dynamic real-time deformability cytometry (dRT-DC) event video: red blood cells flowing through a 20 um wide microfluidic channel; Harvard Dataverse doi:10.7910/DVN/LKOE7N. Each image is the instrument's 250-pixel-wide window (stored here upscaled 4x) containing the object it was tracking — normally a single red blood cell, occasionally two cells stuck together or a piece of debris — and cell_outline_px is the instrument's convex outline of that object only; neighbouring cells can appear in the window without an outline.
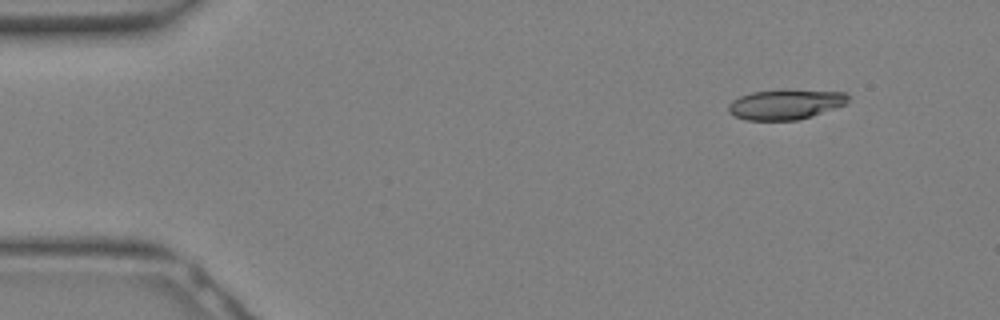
{"species": "Egyptian fruit bat (a non-hibernating species)", "species_latin": "Rousettus aegyptiacus", "temperature_condition": "warm", "stored_images_in_passage": 5, "camera_frame_rate_fps": 3000, "um_per_image_px": 0.085, "animal": {"sex": "female"}, "frame": {"image": 1, "passage_image": 1, "time_ms": 0.0, "image_size_px": [1000, 320], "cell_outline_px": [[848, 100], [844, 104], [812, 116], [796, 120], [744, 120], [728, 112], [728, 104], [732, 100], [740, 96], [752, 92], [780, 88], [844, 92], [848, 96]], "centroid_in_image_um": [66.72, 8.84], "position_along_channel_um": 18.3, "area_um2": 21.21}}